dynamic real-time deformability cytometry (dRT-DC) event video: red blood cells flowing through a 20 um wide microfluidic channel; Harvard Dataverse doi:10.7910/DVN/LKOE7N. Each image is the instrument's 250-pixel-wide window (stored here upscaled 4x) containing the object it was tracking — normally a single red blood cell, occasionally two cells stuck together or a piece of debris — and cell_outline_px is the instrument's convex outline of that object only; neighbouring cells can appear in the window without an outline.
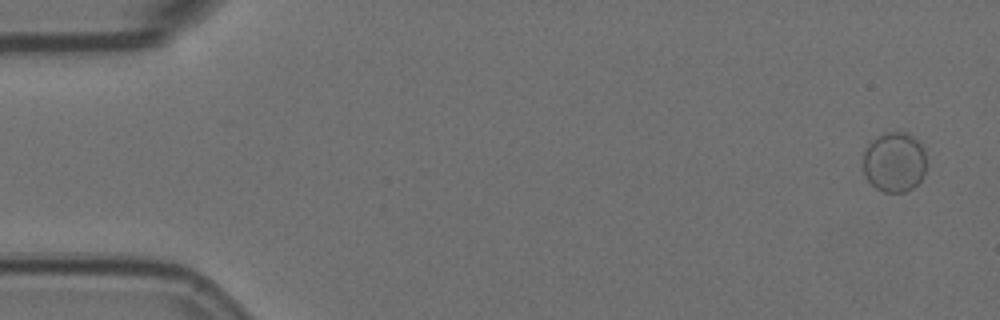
{"species": "Egyptian fruit bat (a non-hibernating species)", "species_latin": "Rousettus aegyptiacus", "temperature_condition": "room temperature", "stored_images_in_passage": 11, "camera_frame_rate_fps": 3000, "um_per_image_px": 0.085, "animal": {"sex": "female"}, "frame": {"image": 1, "passage_image": 1, "time_ms": 0.0, "image_size_px": [1000, 320], "cell_outline_px": [[924, 176], [912, 188], [904, 192], [884, 192], [876, 188], [864, 176], [864, 148], [876, 136], [884, 132], [908, 132], [924, 148]], "centroid_in_image_um": [75.99, 13.76], "position_along_channel_um": 9.0, "area_um2": 22.14}}
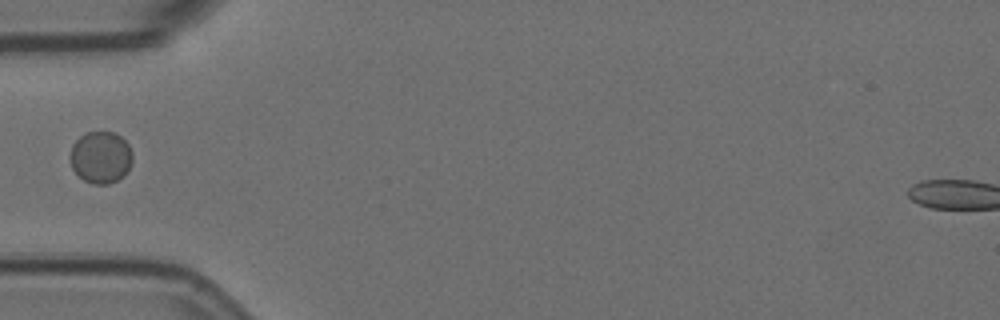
{"frame": {"image": 2, "passage_image": 5, "time_ms": 1.333, "image_size_px": [1000, 320], "cell_outline_px": [[132, 160], [124, 176], [108, 184], [92, 184], [84, 180], [72, 168], [68, 156], [72, 144], [84, 132], [116, 132], [128, 144], [132, 152]], "centroid_in_image_um": [8.53, 13.35], "position_along_channel_um": 76.5, "area_um2": 19.02}}
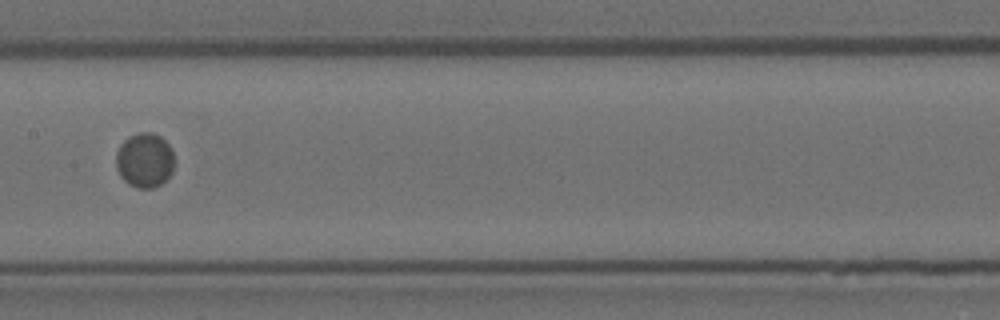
{"frame": {"image": 3, "passage_image": 8, "time_ms": 2.333, "image_size_px": [1000, 320], "cell_outline_px": [[172, 172], [160, 184], [152, 188], [136, 188], [128, 184], [120, 176], [116, 168], [116, 152], [120, 144], [128, 136], [140, 132], [152, 132], [160, 136], [172, 148]], "centroid_in_image_um": [12.26, 13.61], "position_along_channel_um": 195.1, "area_um2": 18.55}}